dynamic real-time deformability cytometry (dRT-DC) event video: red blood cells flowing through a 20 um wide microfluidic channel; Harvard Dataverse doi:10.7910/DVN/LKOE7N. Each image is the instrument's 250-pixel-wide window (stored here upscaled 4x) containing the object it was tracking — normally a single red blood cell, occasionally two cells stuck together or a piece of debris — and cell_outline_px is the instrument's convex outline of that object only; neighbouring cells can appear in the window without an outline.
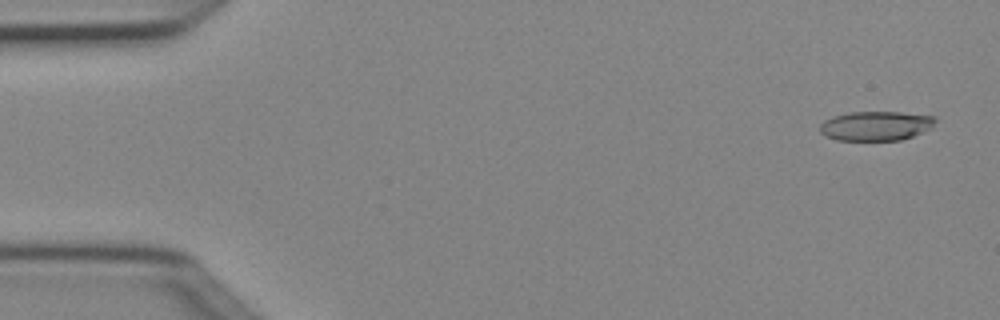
{"species": "Egyptian fruit bat (a non-hibernating species)", "species_latin": "Rousettus aegyptiacus", "temperature_condition": "cold", "stored_images_in_passage": 5, "camera_frame_rate_fps": 3000, "um_per_image_px": 0.085, "animal": {"sex": "female"}, "frame": {"image": 1, "passage_image": 1, "time_ms": 0.0, "image_size_px": [1000, 320], "cell_outline_px": [[936, 120], [932, 128], [912, 136], [900, 140], [836, 140], [824, 136], [820, 132], [820, 124], [824, 120], [832, 116], [848, 112], [900, 112], [936, 116]], "centroid_in_image_um": [74.43, 10.69], "position_along_channel_um": 10.6, "area_um2": 19.94}}
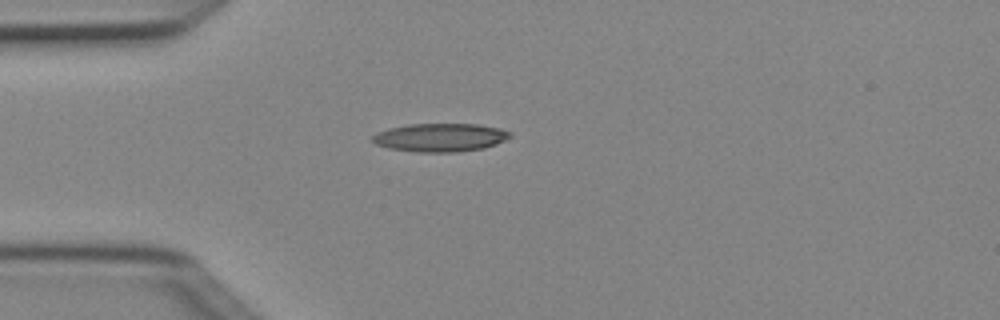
{"frame": {"image": 2, "passage_image": 4, "time_ms": 1.0, "image_size_px": [1000, 320], "cell_outline_px": [[512, 136], [496, 144], [484, 148], [456, 152], [416, 152], [388, 148], [376, 144], [372, 140], [372, 136], [376, 132], [388, 128], [408, 124], [476, 124], [500, 128], [512, 132]], "centroid_in_image_um": [37.41, 11.68], "position_along_channel_um": 47.6, "area_um2": 22.83}}